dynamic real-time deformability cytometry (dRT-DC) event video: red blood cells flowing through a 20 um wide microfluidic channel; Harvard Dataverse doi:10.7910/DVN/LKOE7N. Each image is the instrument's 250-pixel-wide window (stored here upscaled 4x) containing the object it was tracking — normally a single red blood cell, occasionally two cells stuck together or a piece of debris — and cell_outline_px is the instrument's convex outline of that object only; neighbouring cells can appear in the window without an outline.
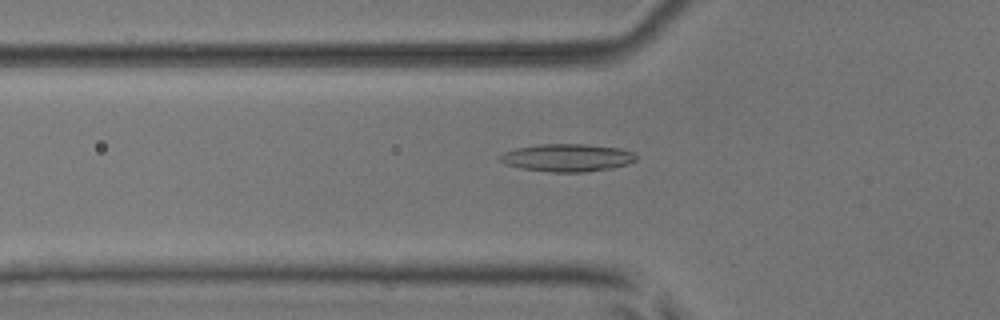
{"species": "common noctule bat (a hibernating species)", "species_latin": "Nyctalus noctula", "temperature_condition": "room temperature", "stored_images_in_passage": 53, "camera_frame_rate_fps": 3000, "um_per_image_px": 0.085, "animal": {"sex": "male", "body_mass_g": 17.9, "forearm_length_mm": 54.2}, "frame": {"image": 1, "passage_image": 19, "time_ms": 6.0, "image_size_px": [1000, 320], "cell_outline_px": [[636, 160], [628, 164], [612, 168], [584, 172], [548, 172], [520, 168], [504, 164], [496, 156], [504, 152], [516, 148], [540, 144], [584, 144], [624, 148], [632, 152], [636, 156]], "centroid_in_image_um": [48.2, 13.4], "position_along_channel_um": 77.6, "area_um2": 22.2}}
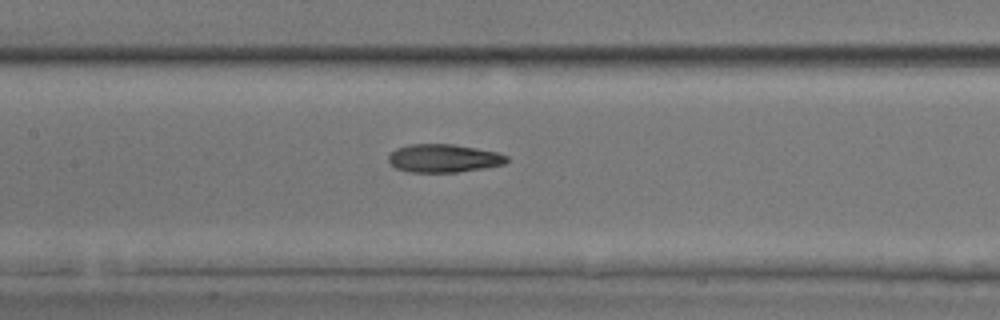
{"frame": {"image": 2, "passage_image": 26, "time_ms": 8.333, "image_size_px": [1000, 320], "cell_outline_px": [[508, 160], [504, 164], [484, 168], [456, 172], [408, 172], [396, 168], [388, 160], [388, 156], [396, 148], [408, 144], [452, 144], [476, 148], [496, 152], [508, 156]], "centroid_in_image_um": [37.7, 13.45], "position_along_channel_um": 169.7, "area_um2": 19.36}}
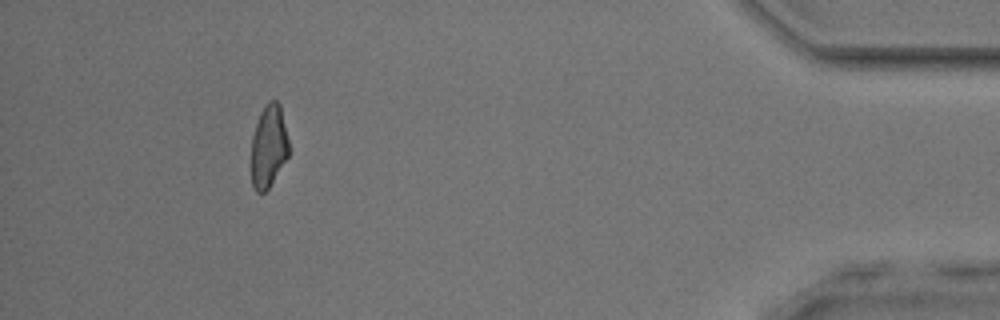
{"frame": {"image": 3, "passage_image": 49, "time_ms": 16.0, "image_size_px": [1000, 320], "cell_outline_px": [[288, 156], [268, 188], [264, 192], [256, 192], [252, 188], [252, 136], [260, 112], [264, 104], [268, 100], [276, 100], [280, 104], [288, 140]], "centroid_in_image_um": [22.82, 12.4], "position_along_channel_um": 412.4, "area_um2": 17.92}, "authors_computed_cell_mechanics": {"area_um2": 19.941, "velocity_mm_per_s": 3.9299, "shape_relaxation_time_tau1_ms": null, "shape_relaxation_time_tau2_ms": 3.0965, "deformation_change_tau1": null, "deformation_change_tau2": 0.1164}}